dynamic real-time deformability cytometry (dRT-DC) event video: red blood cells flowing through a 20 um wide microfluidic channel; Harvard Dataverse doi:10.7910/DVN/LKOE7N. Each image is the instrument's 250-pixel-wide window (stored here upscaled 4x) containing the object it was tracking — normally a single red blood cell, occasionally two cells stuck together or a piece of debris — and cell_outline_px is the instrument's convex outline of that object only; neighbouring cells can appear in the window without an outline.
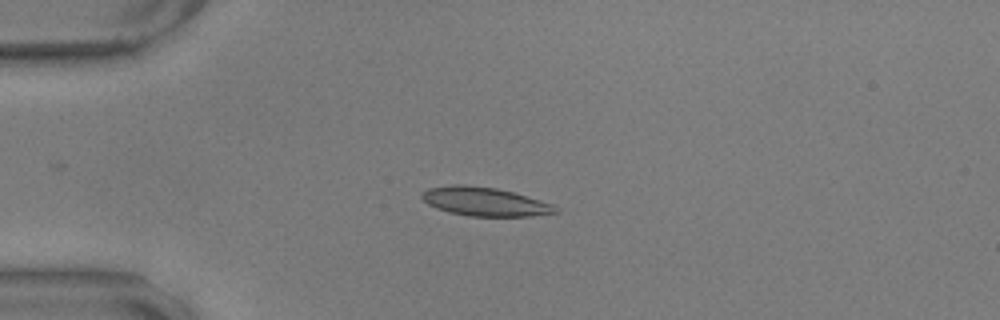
{"species": "common noctule bat (a hibernating species)", "species_latin": "Nyctalus noctula", "temperature_condition": "warm", "stored_images_in_passage": 33, "camera_frame_rate_fps": 3000, "um_per_image_px": 0.085, "animal": {"sex": "male", "body_mass_g": 17.9, "forearm_length_mm": 54.2}, "frame": {"image": 1, "passage_image": 1, "time_ms": 0.0, "image_size_px": [1000, 320], "cell_outline_px": [[560, 212], [532, 216], [468, 216], [448, 212], [436, 208], [428, 204], [420, 196], [420, 192], [428, 188], [452, 184], [464, 184], [496, 188], [512, 192], [540, 200], [552, 204]], "centroid_in_image_um": [41.15, 17.13], "position_along_channel_um": 43.8, "area_um2": 22.43}}
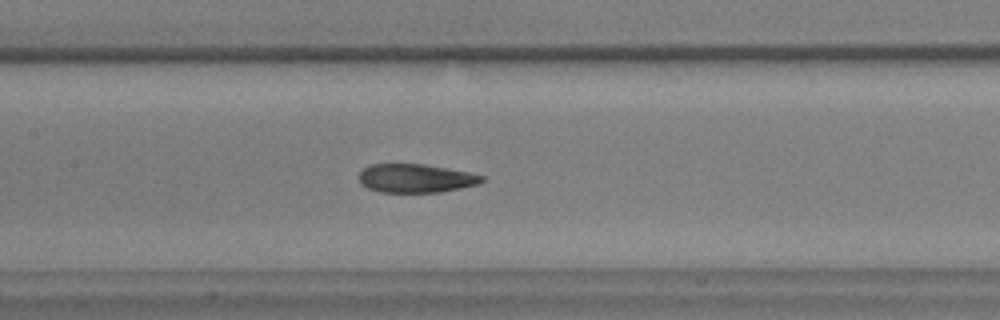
{"frame": {"image": 2, "passage_image": 14, "time_ms": 4.333, "image_size_px": [1000, 320], "cell_outline_px": [[484, 180], [476, 184], [460, 188], [440, 192], [380, 192], [368, 188], [360, 184], [360, 172], [364, 168], [372, 164], [424, 164], [448, 168], [468, 172], [484, 176]], "centroid_in_image_um": [35.32, 15.15], "position_along_channel_um": 172.1, "area_um2": 20.35}}
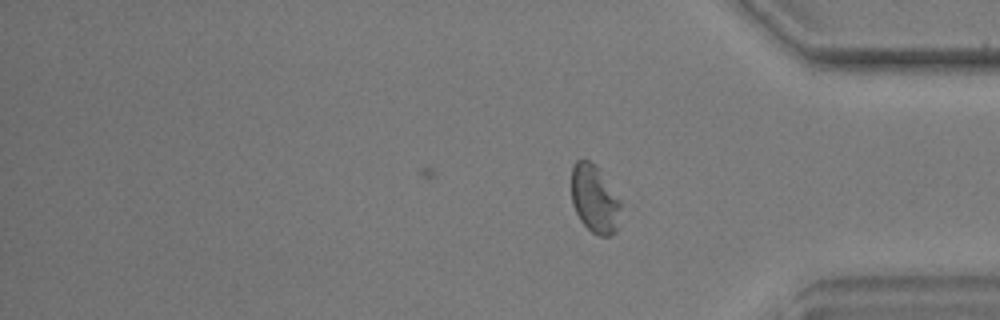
{"frame": {"image": 3, "passage_image": 33, "time_ms": 10.667, "image_size_px": [1000, 320], "cell_outline_px": [[620, 208], [616, 232], [608, 236], [600, 236], [592, 232], [580, 220], [572, 204], [572, 164], [576, 160], [588, 160], [596, 164], [620, 200]], "centroid_in_image_um": [50.53, 16.89], "position_along_channel_um": 384.7, "area_um2": 19.42}, "authors_computed_cell_mechanics": {"area_um2": 21.386, "velocity_mm_per_s": 3.5078, "shape_relaxation_time_tau1_ms": 6.9639, "shape_relaxation_time_tau2_ms": 2.4272, "deformation_change_tau1": 0.1722, "deformation_change_tau2": 0.0969}}